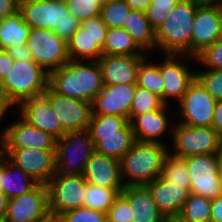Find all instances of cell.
I'll list each match as a JSON object with an SVG mask.
<instances>
[{
	"instance_id": "1",
	"label": "cell",
	"mask_w": 222,
	"mask_h": 222,
	"mask_svg": "<svg viewBox=\"0 0 222 222\" xmlns=\"http://www.w3.org/2000/svg\"><path fill=\"white\" fill-rule=\"evenodd\" d=\"M69 60L49 73V87L59 95L93 102L104 87L97 61Z\"/></svg>"
},
{
	"instance_id": "2",
	"label": "cell",
	"mask_w": 222,
	"mask_h": 222,
	"mask_svg": "<svg viewBox=\"0 0 222 222\" xmlns=\"http://www.w3.org/2000/svg\"><path fill=\"white\" fill-rule=\"evenodd\" d=\"M168 153L165 144L135 140L120 160L124 186L147 185L155 180L161 175L164 158Z\"/></svg>"
},
{
	"instance_id": "3",
	"label": "cell",
	"mask_w": 222,
	"mask_h": 222,
	"mask_svg": "<svg viewBox=\"0 0 222 222\" xmlns=\"http://www.w3.org/2000/svg\"><path fill=\"white\" fill-rule=\"evenodd\" d=\"M19 11L30 29L53 30L68 42L80 26L64 0H19Z\"/></svg>"
},
{
	"instance_id": "4",
	"label": "cell",
	"mask_w": 222,
	"mask_h": 222,
	"mask_svg": "<svg viewBox=\"0 0 222 222\" xmlns=\"http://www.w3.org/2000/svg\"><path fill=\"white\" fill-rule=\"evenodd\" d=\"M198 4L180 0L164 23L155 31L156 49L163 54L191 56V34Z\"/></svg>"
},
{
	"instance_id": "5",
	"label": "cell",
	"mask_w": 222,
	"mask_h": 222,
	"mask_svg": "<svg viewBox=\"0 0 222 222\" xmlns=\"http://www.w3.org/2000/svg\"><path fill=\"white\" fill-rule=\"evenodd\" d=\"M48 87L49 73L34 60L15 61L8 76L0 83L2 95L11 108L44 94Z\"/></svg>"
},
{
	"instance_id": "6",
	"label": "cell",
	"mask_w": 222,
	"mask_h": 222,
	"mask_svg": "<svg viewBox=\"0 0 222 222\" xmlns=\"http://www.w3.org/2000/svg\"><path fill=\"white\" fill-rule=\"evenodd\" d=\"M173 156L186 158L201 154H217L222 150V137L213 127L188 126L179 123L172 131Z\"/></svg>"
},
{
	"instance_id": "7",
	"label": "cell",
	"mask_w": 222,
	"mask_h": 222,
	"mask_svg": "<svg viewBox=\"0 0 222 222\" xmlns=\"http://www.w3.org/2000/svg\"><path fill=\"white\" fill-rule=\"evenodd\" d=\"M95 152L88 130L68 132L57 140L56 173L82 175Z\"/></svg>"
},
{
	"instance_id": "8",
	"label": "cell",
	"mask_w": 222,
	"mask_h": 222,
	"mask_svg": "<svg viewBox=\"0 0 222 222\" xmlns=\"http://www.w3.org/2000/svg\"><path fill=\"white\" fill-rule=\"evenodd\" d=\"M86 184L83 175L56 173L46 184L51 218L56 220L64 212L83 207Z\"/></svg>"
},
{
	"instance_id": "9",
	"label": "cell",
	"mask_w": 222,
	"mask_h": 222,
	"mask_svg": "<svg viewBox=\"0 0 222 222\" xmlns=\"http://www.w3.org/2000/svg\"><path fill=\"white\" fill-rule=\"evenodd\" d=\"M26 44L33 60L48 73L62 67L70 60L67 42L53 30L30 29Z\"/></svg>"
},
{
	"instance_id": "10",
	"label": "cell",
	"mask_w": 222,
	"mask_h": 222,
	"mask_svg": "<svg viewBox=\"0 0 222 222\" xmlns=\"http://www.w3.org/2000/svg\"><path fill=\"white\" fill-rule=\"evenodd\" d=\"M108 27L100 16L80 23L75 34L67 42L70 60L98 61L103 55Z\"/></svg>"
},
{
	"instance_id": "11",
	"label": "cell",
	"mask_w": 222,
	"mask_h": 222,
	"mask_svg": "<svg viewBox=\"0 0 222 222\" xmlns=\"http://www.w3.org/2000/svg\"><path fill=\"white\" fill-rule=\"evenodd\" d=\"M5 156L38 184L46 185L56 174V150L5 148Z\"/></svg>"
},
{
	"instance_id": "12",
	"label": "cell",
	"mask_w": 222,
	"mask_h": 222,
	"mask_svg": "<svg viewBox=\"0 0 222 222\" xmlns=\"http://www.w3.org/2000/svg\"><path fill=\"white\" fill-rule=\"evenodd\" d=\"M190 174V193L215 199L222 194L217 171V154H201L183 158Z\"/></svg>"
},
{
	"instance_id": "13",
	"label": "cell",
	"mask_w": 222,
	"mask_h": 222,
	"mask_svg": "<svg viewBox=\"0 0 222 222\" xmlns=\"http://www.w3.org/2000/svg\"><path fill=\"white\" fill-rule=\"evenodd\" d=\"M181 124L188 126L212 127L216 100L195 80L183 98L178 102Z\"/></svg>"
},
{
	"instance_id": "14",
	"label": "cell",
	"mask_w": 222,
	"mask_h": 222,
	"mask_svg": "<svg viewBox=\"0 0 222 222\" xmlns=\"http://www.w3.org/2000/svg\"><path fill=\"white\" fill-rule=\"evenodd\" d=\"M50 219L47 186L39 184L31 192L9 199L3 222H46Z\"/></svg>"
},
{
	"instance_id": "15",
	"label": "cell",
	"mask_w": 222,
	"mask_h": 222,
	"mask_svg": "<svg viewBox=\"0 0 222 222\" xmlns=\"http://www.w3.org/2000/svg\"><path fill=\"white\" fill-rule=\"evenodd\" d=\"M44 95L66 133L88 130L93 115L91 102L59 95L50 87Z\"/></svg>"
},
{
	"instance_id": "16",
	"label": "cell",
	"mask_w": 222,
	"mask_h": 222,
	"mask_svg": "<svg viewBox=\"0 0 222 222\" xmlns=\"http://www.w3.org/2000/svg\"><path fill=\"white\" fill-rule=\"evenodd\" d=\"M165 56L164 61L160 62V71L165 83L164 103L169 105L170 99H176L179 102L195 80L196 71H191L187 60H196V58L189 55L174 54H166Z\"/></svg>"
},
{
	"instance_id": "17",
	"label": "cell",
	"mask_w": 222,
	"mask_h": 222,
	"mask_svg": "<svg viewBox=\"0 0 222 222\" xmlns=\"http://www.w3.org/2000/svg\"><path fill=\"white\" fill-rule=\"evenodd\" d=\"M222 5H198L191 34V56L220 40Z\"/></svg>"
},
{
	"instance_id": "18",
	"label": "cell",
	"mask_w": 222,
	"mask_h": 222,
	"mask_svg": "<svg viewBox=\"0 0 222 222\" xmlns=\"http://www.w3.org/2000/svg\"><path fill=\"white\" fill-rule=\"evenodd\" d=\"M18 117L20 119L3 129L5 148L56 150V138L31 125L20 114Z\"/></svg>"
},
{
	"instance_id": "19",
	"label": "cell",
	"mask_w": 222,
	"mask_h": 222,
	"mask_svg": "<svg viewBox=\"0 0 222 222\" xmlns=\"http://www.w3.org/2000/svg\"><path fill=\"white\" fill-rule=\"evenodd\" d=\"M136 84L104 86L92 102L93 115H118L130 122Z\"/></svg>"
},
{
	"instance_id": "20",
	"label": "cell",
	"mask_w": 222,
	"mask_h": 222,
	"mask_svg": "<svg viewBox=\"0 0 222 222\" xmlns=\"http://www.w3.org/2000/svg\"><path fill=\"white\" fill-rule=\"evenodd\" d=\"M146 55H102L98 59L104 86L136 84L138 69Z\"/></svg>"
},
{
	"instance_id": "21",
	"label": "cell",
	"mask_w": 222,
	"mask_h": 222,
	"mask_svg": "<svg viewBox=\"0 0 222 222\" xmlns=\"http://www.w3.org/2000/svg\"><path fill=\"white\" fill-rule=\"evenodd\" d=\"M18 107L19 114L34 127L47 132L57 140L65 135L66 132L44 94L25 100Z\"/></svg>"
},
{
	"instance_id": "22",
	"label": "cell",
	"mask_w": 222,
	"mask_h": 222,
	"mask_svg": "<svg viewBox=\"0 0 222 222\" xmlns=\"http://www.w3.org/2000/svg\"><path fill=\"white\" fill-rule=\"evenodd\" d=\"M159 211L167 220L176 219L184 207L189 191L173 185L160 176L145 185Z\"/></svg>"
},
{
	"instance_id": "23",
	"label": "cell",
	"mask_w": 222,
	"mask_h": 222,
	"mask_svg": "<svg viewBox=\"0 0 222 222\" xmlns=\"http://www.w3.org/2000/svg\"><path fill=\"white\" fill-rule=\"evenodd\" d=\"M83 178L88 184L107 187L124 188L121 176L120 161L94 152L86 163Z\"/></svg>"
},
{
	"instance_id": "24",
	"label": "cell",
	"mask_w": 222,
	"mask_h": 222,
	"mask_svg": "<svg viewBox=\"0 0 222 222\" xmlns=\"http://www.w3.org/2000/svg\"><path fill=\"white\" fill-rule=\"evenodd\" d=\"M168 108L165 104L161 109L135 116L130 121L135 139L165 144L161 137L168 131L171 122L167 115Z\"/></svg>"
},
{
	"instance_id": "25",
	"label": "cell",
	"mask_w": 222,
	"mask_h": 222,
	"mask_svg": "<svg viewBox=\"0 0 222 222\" xmlns=\"http://www.w3.org/2000/svg\"><path fill=\"white\" fill-rule=\"evenodd\" d=\"M121 194L131 205L132 222H166L145 185L127 186Z\"/></svg>"
},
{
	"instance_id": "26",
	"label": "cell",
	"mask_w": 222,
	"mask_h": 222,
	"mask_svg": "<svg viewBox=\"0 0 222 222\" xmlns=\"http://www.w3.org/2000/svg\"><path fill=\"white\" fill-rule=\"evenodd\" d=\"M90 136L95 144V152L119 161L136 140L130 122L118 134Z\"/></svg>"
},
{
	"instance_id": "27",
	"label": "cell",
	"mask_w": 222,
	"mask_h": 222,
	"mask_svg": "<svg viewBox=\"0 0 222 222\" xmlns=\"http://www.w3.org/2000/svg\"><path fill=\"white\" fill-rule=\"evenodd\" d=\"M39 184L21 168L14 165L6 156L2 160L1 191L10 199L31 192Z\"/></svg>"
},
{
	"instance_id": "28",
	"label": "cell",
	"mask_w": 222,
	"mask_h": 222,
	"mask_svg": "<svg viewBox=\"0 0 222 222\" xmlns=\"http://www.w3.org/2000/svg\"><path fill=\"white\" fill-rule=\"evenodd\" d=\"M123 29L130 33L134 42L143 52L155 51V30L151 27L145 12L131 10L123 24Z\"/></svg>"
},
{
	"instance_id": "29",
	"label": "cell",
	"mask_w": 222,
	"mask_h": 222,
	"mask_svg": "<svg viewBox=\"0 0 222 222\" xmlns=\"http://www.w3.org/2000/svg\"><path fill=\"white\" fill-rule=\"evenodd\" d=\"M30 27L24 22L20 11L0 19V49L16 47L27 42Z\"/></svg>"
},
{
	"instance_id": "30",
	"label": "cell",
	"mask_w": 222,
	"mask_h": 222,
	"mask_svg": "<svg viewBox=\"0 0 222 222\" xmlns=\"http://www.w3.org/2000/svg\"><path fill=\"white\" fill-rule=\"evenodd\" d=\"M103 55H146L134 42L132 36L123 28H108Z\"/></svg>"
},
{
	"instance_id": "31",
	"label": "cell",
	"mask_w": 222,
	"mask_h": 222,
	"mask_svg": "<svg viewBox=\"0 0 222 222\" xmlns=\"http://www.w3.org/2000/svg\"><path fill=\"white\" fill-rule=\"evenodd\" d=\"M124 188H107L86 184L83 206L107 213Z\"/></svg>"
},
{
	"instance_id": "32",
	"label": "cell",
	"mask_w": 222,
	"mask_h": 222,
	"mask_svg": "<svg viewBox=\"0 0 222 222\" xmlns=\"http://www.w3.org/2000/svg\"><path fill=\"white\" fill-rule=\"evenodd\" d=\"M176 220L178 222H211V199L189 193Z\"/></svg>"
},
{
	"instance_id": "33",
	"label": "cell",
	"mask_w": 222,
	"mask_h": 222,
	"mask_svg": "<svg viewBox=\"0 0 222 222\" xmlns=\"http://www.w3.org/2000/svg\"><path fill=\"white\" fill-rule=\"evenodd\" d=\"M164 84L160 64L152 62L149 64L145 57L138 69L136 85L158 95L164 102Z\"/></svg>"
},
{
	"instance_id": "34",
	"label": "cell",
	"mask_w": 222,
	"mask_h": 222,
	"mask_svg": "<svg viewBox=\"0 0 222 222\" xmlns=\"http://www.w3.org/2000/svg\"><path fill=\"white\" fill-rule=\"evenodd\" d=\"M160 177L190 192V174L183 158L168 153L164 158Z\"/></svg>"
},
{
	"instance_id": "35",
	"label": "cell",
	"mask_w": 222,
	"mask_h": 222,
	"mask_svg": "<svg viewBox=\"0 0 222 222\" xmlns=\"http://www.w3.org/2000/svg\"><path fill=\"white\" fill-rule=\"evenodd\" d=\"M128 123L127 118L118 115H92L88 132L90 135L118 134Z\"/></svg>"
},
{
	"instance_id": "36",
	"label": "cell",
	"mask_w": 222,
	"mask_h": 222,
	"mask_svg": "<svg viewBox=\"0 0 222 222\" xmlns=\"http://www.w3.org/2000/svg\"><path fill=\"white\" fill-rule=\"evenodd\" d=\"M165 103L161 98L147 89L136 86L130 109V121L138 115L161 109Z\"/></svg>"
},
{
	"instance_id": "37",
	"label": "cell",
	"mask_w": 222,
	"mask_h": 222,
	"mask_svg": "<svg viewBox=\"0 0 222 222\" xmlns=\"http://www.w3.org/2000/svg\"><path fill=\"white\" fill-rule=\"evenodd\" d=\"M131 10L124 0L108 2L102 5L100 17L108 28H123Z\"/></svg>"
},
{
	"instance_id": "38",
	"label": "cell",
	"mask_w": 222,
	"mask_h": 222,
	"mask_svg": "<svg viewBox=\"0 0 222 222\" xmlns=\"http://www.w3.org/2000/svg\"><path fill=\"white\" fill-rule=\"evenodd\" d=\"M66 7L80 23L96 16H100L103 0H64Z\"/></svg>"
},
{
	"instance_id": "39",
	"label": "cell",
	"mask_w": 222,
	"mask_h": 222,
	"mask_svg": "<svg viewBox=\"0 0 222 222\" xmlns=\"http://www.w3.org/2000/svg\"><path fill=\"white\" fill-rule=\"evenodd\" d=\"M179 1L180 0H151V4L145 13L151 27L155 31L164 23Z\"/></svg>"
},
{
	"instance_id": "40",
	"label": "cell",
	"mask_w": 222,
	"mask_h": 222,
	"mask_svg": "<svg viewBox=\"0 0 222 222\" xmlns=\"http://www.w3.org/2000/svg\"><path fill=\"white\" fill-rule=\"evenodd\" d=\"M196 79L216 101H222V69L197 70Z\"/></svg>"
},
{
	"instance_id": "41",
	"label": "cell",
	"mask_w": 222,
	"mask_h": 222,
	"mask_svg": "<svg viewBox=\"0 0 222 222\" xmlns=\"http://www.w3.org/2000/svg\"><path fill=\"white\" fill-rule=\"evenodd\" d=\"M56 222H108V220L107 213L83 206L64 212Z\"/></svg>"
},
{
	"instance_id": "42",
	"label": "cell",
	"mask_w": 222,
	"mask_h": 222,
	"mask_svg": "<svg viewBox=\"0 0 222 222\" xmlns=\"http://www.w3.org/2000/svg\"><path fill=\"white\" fill-rule=\"evenodd\" d=\"M195 61L201 63L207 69H222V41L217 40L211 46L206 47L196 57Z\"/></svg>"
},
{
	"instance_id": "43",
	"label": "cell",
	"mask_w": 222,
	"mask_h": 222,
	"mask_svg": "<svg viewBox=\"0 0 222 222\" xmlns=\"http://www.w3.org/2000/svg\"><path fill=\"white\" fill-rule=\"evenodd\" d=\"M108 222H132L131 205L129 201L120 194L107 212Z\"/></svg>"
},
{
	"instance_id": "44",
	"label": "cell",
	"mask_w": 222,
	"mask_h": 222,
	"mask_svg": "<svg viewBox=\"0 0 222 222\" xmlns=\"http://www.w3.org/2000/svg\"><path fill=\"white\" fill-rule=\"evenodd\" d=\"M6 51L14 61L33 60L32 53L26 43L7 48Z\"/></svg>"
},
{
	"instance_id": "45",
	"label": "cell",
	"mask_w": 222,
	"mask_h": 222,
	"mask_svg": "<svg viewBox=\"0 0 222 222\" xmlns=\"http://www.w3.org/2000/svg\"><path fill=\"white\" fill-rule=\"evenodd\" d=\"M14 62L5 49H0V83L8 76L9 71L12 70Z\"/></svg>"
},
{
	"instance_id": "46",
	"label": "cell",
	"mask_w": 222,
	"mask_h": 222,
	"mask_svg": "<svg viewBox=\"0 0 222 222\" xmlns=\"http://www.w3.org/2000/svg\"><path fill=\"white\" fill-rule=\"evenodd\" d=\"M19 11V0H0V19L7 18Z\"/></svg>"
},
{
	"instance_id": "47",
	"label": "cell",
	"mask_w": 222,
	"mask_h": 222,
	"mask_svg": "<svg viewBox=\"0 0 222 222\" xmlns=\"http://www.w3.org/2000/svg\"><path fill=\"white\" fill-rule=\"evenodd\" d=\"M211 222H222V194L211 200Z\"/></svg>"
},
{
	"instance_id": "48",
	"label": "cell",
	"mask_w": 222,
	"mask_h": 222,
	"mask_svg": "<svg viewBox=\"0 0 222 222\" xmlns=\"http://www.w3.org/2000/svg\"><path fill=\"white\" fill-rule=\"evenodd\" d=\"M212 127L222 137V101H216Z\"/></svg>"
},
{
	"instance_id": "49",
	"label": "cell",
	"mask_w": 222,
	"mask_h": 222,
	"mask_svg": "<svg viewBox=\"0 0 222 222\" xmlns=\"http://www.w3.org/2000/svg\"><path fill=\"white\" fill-rule=\"evenodd\" d=\"M132 10L146 12L151 0H124Z\"/></svg>"
},
{
	"instance_id": "50",
	"label": "cell",
	"mask_w": 222,
	"mask_h": 222,
	"mask_svg": "<svg viewBox=\"0 0 222 222\" xmlns=\"http://www.w3.org/2000/svg\"><path fill=\"white\" fill-rule=\"evenodd\" d=\"M8 201L9 198L2 191H0V222H3L5 218Z\"/></svg>"
},
{
	"instance_id": "51",
	"label": "cell",
	"mask_w": 222,
	"mask_h": 222,
	"mask_svg": "<svg viewBox=\"0 0 222 222\" xmlns=\"http://www.w3.org/2000/svg\"><path fill=\"white\" fill-rule=\"evenodd\" d=\"M10 108L11 107L6 103V101L2 95V92L0 90V121L3 119V117L5 116L4 114H6V112Z\"/></svg>"
},
{
	"instance_id": "52",
	"label": "cell",
	"mask_w": 222,
	"mask_h": 222,
	"mask_svg": "<svg viewBox=\"0 0 222 222\" xmlns=\"http://www.w3.org/2000/svg\"><path fill=\"white\" fill-rule=\"evenodd\" d=\"M217 171L222 187V150L217 153Z\"/></svg>"
},
{
	"instance_id": "53",
	"label": "cell",
	"mask_w": 222,
	"mask_h": 222,
	"mask_svg": "<svg viewBox=\"0 0 222 222\" xmlns=\"http://www.w3.org/2000/svg\"><path fill=\"white\" fill-rule=\"evenodd\" d=\"M198 5H222V0H193Z\"/></svg>"
},
{
	"instance_id": "54",
	"label": "cell",
	"mask_w": 222,
	"mask_h": 222,
	"mask_svg": "<svg viewBox=\"0 0 222 222\" xmlns=\"http://www.w3.org/2000/svg\"><path fill=\"white\" fill-rule=\"evenodd\" d=\"M4 157H5V146H4V135L2 131V134L0 135V162L3 160Z\"/></svg>"
},
{
	"instance_id": "55",
	"label": "cell",
	"mask_w": 222,
	"mask_h": 222,
	"mask_svg": "<svg viewBox=\"0 0 222 222\" xmlns=\"http://www.w3.org/2000/svg\"><path fill=\"white\" fill-rule=\"evenodd\" d=\"M2 187V161L0 162V191Z\"/></svg>"
},
{
	"instance_id": "56",
	"label": "cell",
	"mask_w": 222,
	"mask_h": 222,
	"mask_svg": "<svg viewBox=\"0 0 222 222\" xmlns=\"http://www.w3.org/2000/svg\"><path fill=\"white\" fill-rule=\"evenodd\" d=\"M115 1H118V0H103L104 3L115 2Z\"/></svg>"
},
{
	"instance_id": "57",
	"label": "cell",
	"mask_w": 222,
	"mask_h": 222,
	"mask_svg": "<svg viewBox=\"0 0 222 222\" xmlns=\"http://www.w3.org/2000/svg\"><path fill=\"white\" fill-rule=\"evenodd\" d=\"M166 222H178L176 219L167 220Z\"/></svg>"
},
{
	"instance_id": "58",
	"label": "cell",
	"mask_w": 222,
	"mask_h": 222,
	"mask_svg": "<svg viewBox=\"0 0 222 222\" xmlns=\"http://www.w3.org/2000/svg\"><path fill=\"white\" fill-rule=\"evenodd\" d=\"M46 222H56V220L51 218L49 221H46Z\"/></svg>"
},
{
	"instance_id": "59",
	"label": "cell",
	"mask_w": 222,
	"mask_h": 222,
	"mask_svg": "<svg viewBox=\"0 0 222 222\" xmlns=\"http://www.w3.org/2000/svg\"><path fill=\"white\" fill-rule=\"evenodd\" d=\"M220 40L222 41V28H221V36H220Z\"/></svg>"
}]
</instances>
